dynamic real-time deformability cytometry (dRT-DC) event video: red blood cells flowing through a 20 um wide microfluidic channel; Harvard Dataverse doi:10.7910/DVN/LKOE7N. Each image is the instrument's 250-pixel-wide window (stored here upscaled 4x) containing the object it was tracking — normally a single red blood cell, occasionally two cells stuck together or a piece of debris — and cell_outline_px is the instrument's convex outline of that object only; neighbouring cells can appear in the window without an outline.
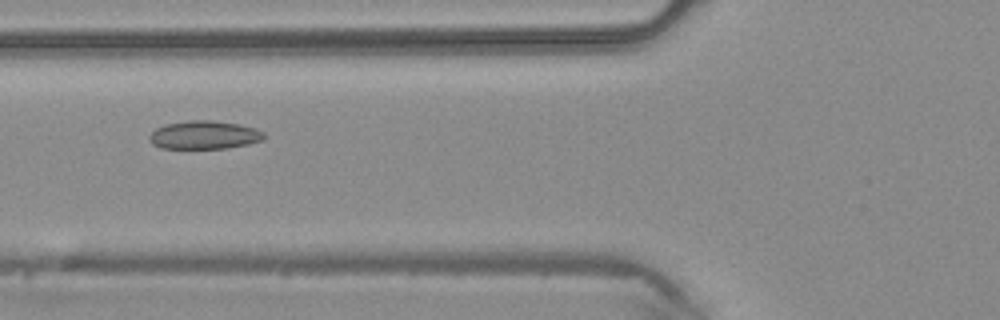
{"species": "common noctule bat (a hibernating species)", "species_latin": "Nyctalus noctula", "temperature_condition": "warm", "stored_images_in_passage": 23, "camera_frame_rate_fps": 3000, "um_per_image_px": 0.085, "animal": {"sex": "male", "body_mass_g": 20.4}, "frame": {"image": 1, "passage_image": 15, "time_ms": 4.667, "image_size_px": [1000, 320], "cell_outline_px": [[264, 140], [248, 144], [228, 148], [160, 148], [152, 144], [148, 136], [156, 128], [164, 124], [188, 120], [212, 120], [240, 124], [256, 128], [264, 132]], "centroid_in_image_um": [17.37, 11.46], "position_along_channel_um": 108.4, "area_um2": 19.07}}
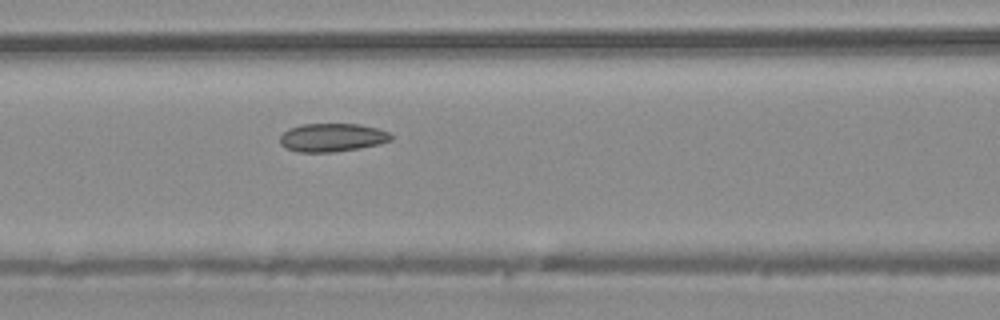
{"frame": {"image": 2, "passage_image": 17, "time_ms": 5.333, "image_size_px": [1000, 320], "cell_outline_px": [[392, 140], [360, 148], [336, 152], [300, 152], [288, 148], [280, 144], [280, 136], [288, 128], [304, 124], [360, 124], [376, 128], [388, 132], [392, 136]], "centroid_in_image_um": [28.22, 11.68], "position_along_channel_um": 138.4, "area_um2": 18.21}}
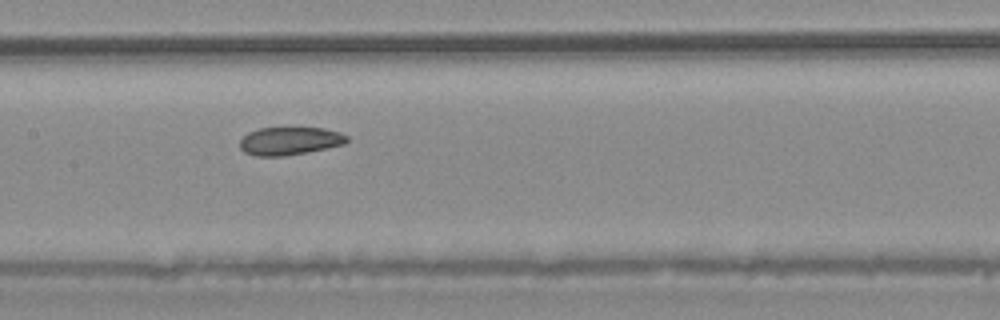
{"frame": {"image": 3, "passage_image": 20, "time_ms": 6.333, "image_size_px": [1000, 320], "cell_outline_px": [[348, 140], [344, 144], [284, 156], [256, 156], [244, 152], [240, 148], [240, 140], [248, 132], [260, 128], [324, 128], [340, 132], [348, 136]], "centroid_in_image_um": [24.61, 11.97], "position_along_channel_um": 182.8, "area_um2": 17.28}}